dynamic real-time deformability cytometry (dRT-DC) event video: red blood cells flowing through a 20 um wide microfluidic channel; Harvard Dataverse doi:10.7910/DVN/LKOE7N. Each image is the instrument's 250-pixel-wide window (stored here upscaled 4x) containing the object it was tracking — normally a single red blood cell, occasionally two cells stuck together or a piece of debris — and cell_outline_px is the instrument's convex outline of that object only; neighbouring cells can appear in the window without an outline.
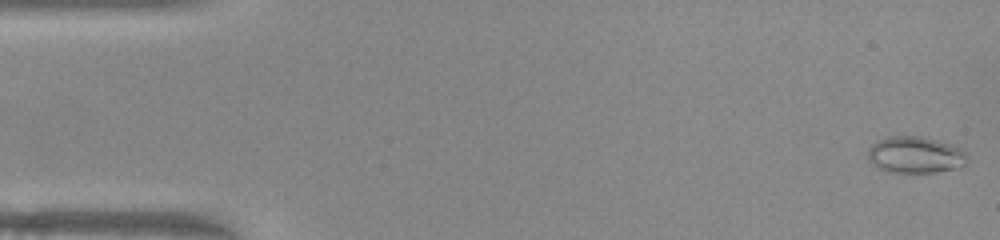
{"species": "common noctule bat (a hibernating species)", "species_latin": "Nyctalus noctula", "temperature_condition": "warm", "stored_images_in_passage": 51, "camera_frame_rate_fps": 3000, "um_per_image_px": 0.085, "animal": {"sex": "female", "body_mass_g": 22.0, "forearm_length_mm": 56.7}, "frame": {"image": 1, "passage_image": 1, "time_ms": 0.0, "image_size_px": [1000, 240], "cell_outline_px": [[968, 156], [964, 164], [956, 168], [932, 172], [888, 172], [876, 168], [868, 160], [868, 148], [876, 140], [888, 136], [920, 136], [936, 140], [948, 144], [968, 152]], "centroid_in_image_um": [77.74, 13.16], "position_along_channel_um": 7.3, "area_um2": 21.21}}
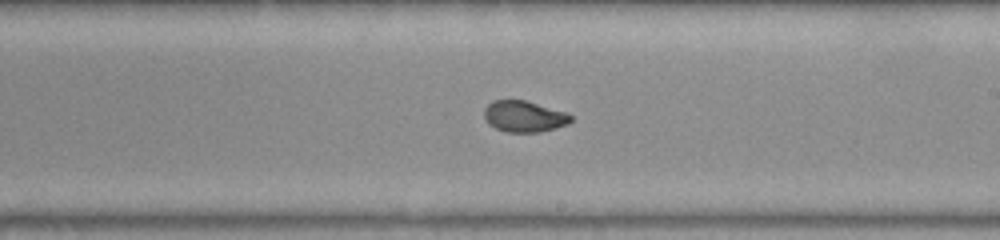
{"frame": {"image": 2, "passage_image": 29, "time_ms": 9.333, "image_size_px": [1000, 240], "cell_outline_px": [[572, 120], [568, 124], [540, 132], [504, 132], [488, 124], [484, 120], [484, 108], [492, 100], [524, 100], [568, 112], [572, 116]], "centroid_in_image_um": [44.54, 9.89], "position_along_channel_um": 244.5, "area_um2": 15.95}}
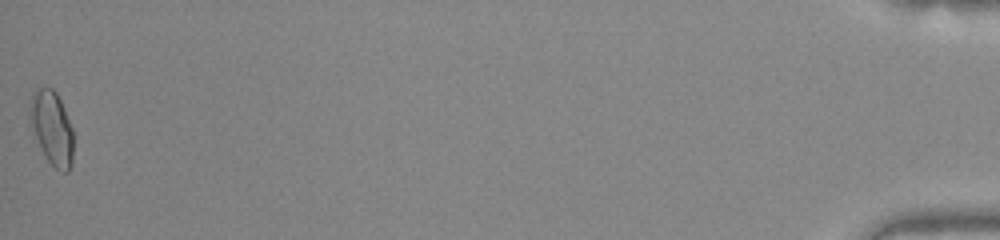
{"frame": {"image": 3, "passage_image": 51, "time_ms": 16.667, "image_size_px": [1000, 240], "cell_outline_px": [[72, 164], [68, 172], [64, 172], [56, 168], [44, 156], [28, 124], [32, 96], [36, 88], [52, 88], [56, 92], [64, 108], [72, 128]], "centroid_in_image_um": [4.38, 10.89], "position_along_channel_um": 430.8, "area_um2": 18.67}, "authors_computed_cell_mechanics": {"area_um2": 17.1088, "velocity_mm_per_s": 3.9786, "shape_relaxation_time_tau1_ms": 7.7824, "shape_relaxation_time_tau2_ms": 1.1135, "deformation_change_tau1": 0.2168, "deformation_change_tau2": 0.0414}}